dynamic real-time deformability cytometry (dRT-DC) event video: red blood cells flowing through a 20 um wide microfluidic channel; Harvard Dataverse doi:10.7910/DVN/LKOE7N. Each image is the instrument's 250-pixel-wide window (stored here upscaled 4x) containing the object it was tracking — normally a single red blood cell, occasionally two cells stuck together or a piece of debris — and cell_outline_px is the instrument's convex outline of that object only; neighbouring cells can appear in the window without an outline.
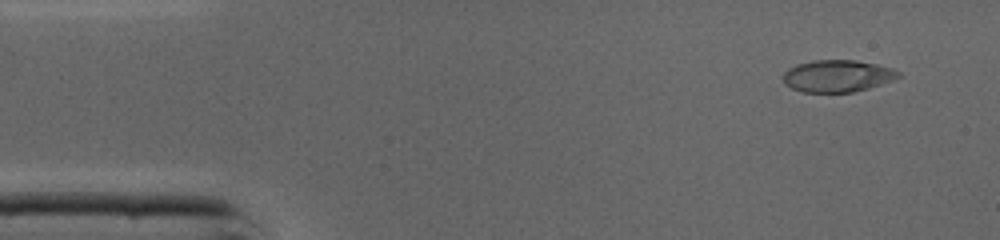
{"species": "common noctule bat (a hibernating species)", "species_latin": "Nyctalus noctula", "temperature_condition": "cold", "stored_images_in_passage": 43, "camera_frame_rate_fps": 3000, "um_per_image_px": 0.085, "animal": {"sex": "male", "body_mass_g": 19.0, "forearm_length_mm": 50.8}, "frame": {"image": 1, "passage_image": 1, "time_ms": 0.0, "image_size_px": [1000, 240], "cell_outline_px": [[900, 76], [868, 88], [852, 92], [804, 92], [792, 88], [784, 84], [784, 72], [788, 68], [796, 64], [812, 60], [856, 60], [876, 64], [892, 68], [900, 72]], "centroid_in_image_um": [71.14, 6.44], "position_along_channel_um": 13.9, "area_um2": 21.33}}
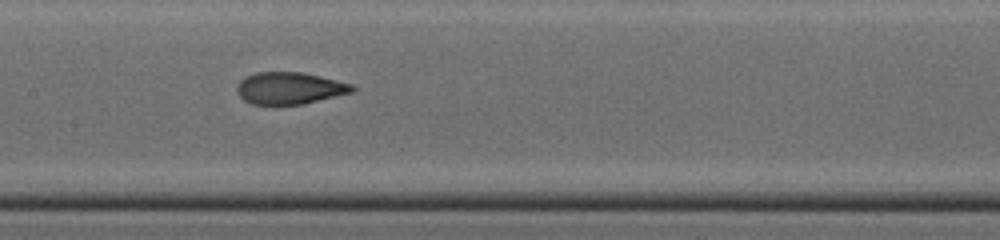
{"frame": {"image": 2, "passage_image": 19, "time_ms": 6.0, "image_size_px": [1000, 240], "cell_outline_px": [[356, 88], [352, 92], [304, 104], [252, 104], [244, 100], [240, 96], [236, 88], [240, 80], [244, 76], [256, 72], [300, 72], [320, 76], [352, 84]], "centroid_in_image_um": [24.6, 7.49], "position_along_channel_um": 182.8, "area_um2": 21.39}}
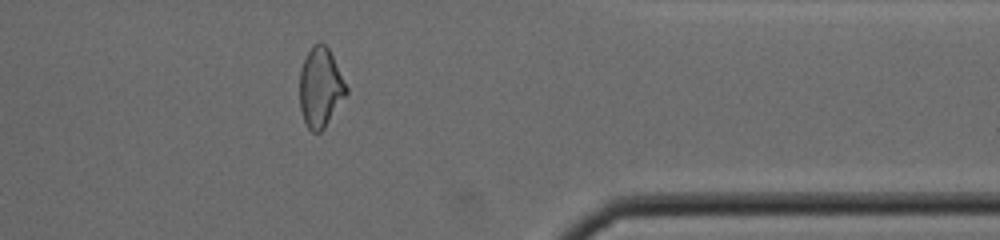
{"frame": {"image": 3, "passage_image": 34, "time_ms": 11.0, "image_size_px": [1000, 240], "cell_outline_px": [[348, 92], [324, 128], [320, 132], [312, 132], [308, 128], [304, 120], [300, 108], [300, 72], [304, 60], [312, 44], [320, 40], [328, 48], [348, 88]], "centroid_in_image_um": [27.23, 7.42], "position_along_channel_um": 384.2, "area_um2": 21.39}, "authors_computed_cell_mechanics": {"area_um2": 21.7906, "velocity_mm_per_s": 4.3852, "shape_relaxation_time_tau1_ms": null, "shape_relaxation_time_tau2_ms": 0.8752, "deformation_change_tau1": null, "deformation_change_tau2": 0.0632}}